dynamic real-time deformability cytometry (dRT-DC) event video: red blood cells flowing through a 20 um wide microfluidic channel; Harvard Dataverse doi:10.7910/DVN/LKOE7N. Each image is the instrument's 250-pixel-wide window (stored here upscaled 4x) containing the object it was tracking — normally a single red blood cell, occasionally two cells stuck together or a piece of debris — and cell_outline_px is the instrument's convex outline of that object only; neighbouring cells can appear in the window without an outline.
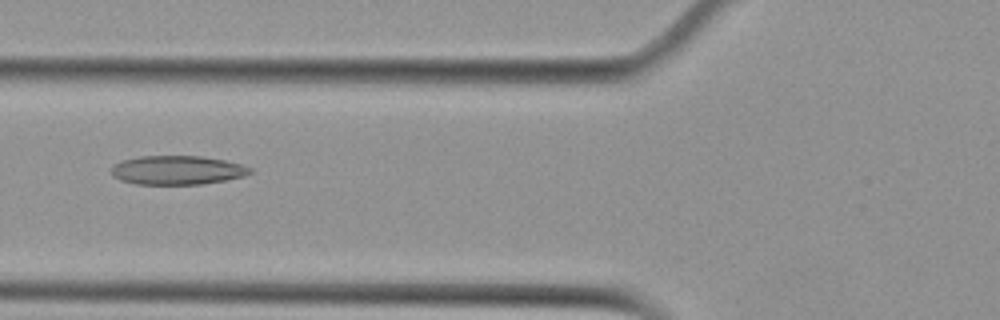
{"species": "Egyptian fruit bat (a non-hibernating species)", "species_latin": "Rousettus aegyptiacus", "temperature_condition": "cold", "stored_images_in_passage": 38, "camera_frame_rate_fps": 3000, "um_per_image_px": 0.085, "animal": {"sex": "female"}, "frame": {"image": 1, "passage_image": 5, "time_ms": 1.333, "image_size_px": [1000, 320], "cell_outline_px": [[252, 172], [244, 176], [224, 180], [200, 184], [136, 184], [120, 180], [112, 176], [112, 164], [124, 160], [140, 156], [200, 156], [224, 160], [240, 164], [252, 168]], "centroid_in_image_um": [15.04, 14.46], "position_along_channel_um": 110.8, "area_um2": 23.29}}
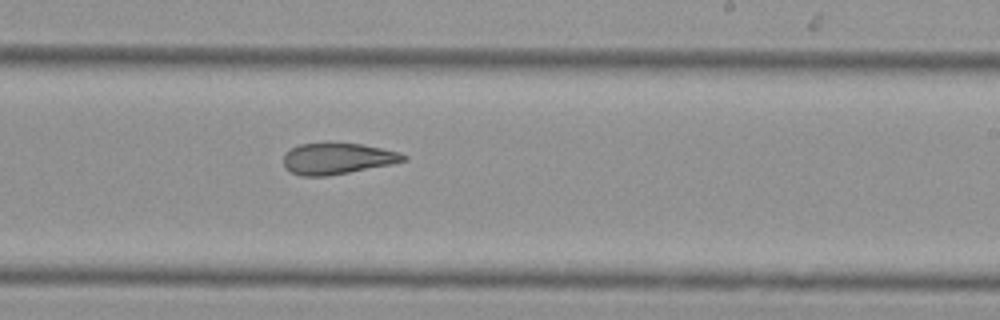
{"frame": {"image": 2, "passage_image": 17, "time_ms": 5.333, "image_size_px": [1000, 320], "cell_outline_px": [[408, 160], [392, 164], [328, 176], [300, 176], [284, 168], [284, 152], [300, 144], [364, 144], [400, 152], [408, 156]], "centroid_in_image_um": [28.7, 13.49], "position_along_channel_um": 260.3, "area_um2": 21.73}}
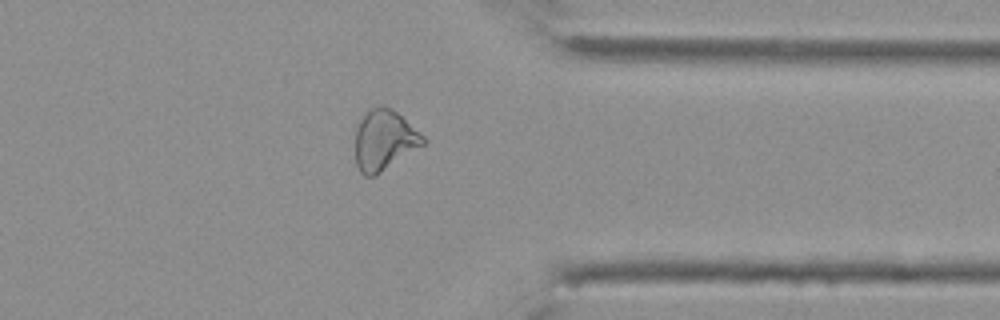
{"frame": {"image": 3, "passage_image": 27, "time_ms": 8.667, "image_size_px": [1000, 320], "cell_outline_px": [[428, 140], [424, 144], [376, 176], [364, 176], [360, 172], [356, 164], [356, 128], [364, 112], [372, 108], [384, 104], [392, 108], [424, 136]], "centroid_in_image_um": [32.65, 11.91], "position_along_channel_um": 378.7, "area_um2": 23.93}, "authors_computed_cell_mechanics": {"area_um2": 23.3801, "velocity_mm_per_s": 3.7415, "shape_relaxation_time_tau1_ms": null, "shape_relaxation_time_tau2_ms": 5.0836, "deformation_change_tau1": null, "deformation_change_tau2": 0.1443}}